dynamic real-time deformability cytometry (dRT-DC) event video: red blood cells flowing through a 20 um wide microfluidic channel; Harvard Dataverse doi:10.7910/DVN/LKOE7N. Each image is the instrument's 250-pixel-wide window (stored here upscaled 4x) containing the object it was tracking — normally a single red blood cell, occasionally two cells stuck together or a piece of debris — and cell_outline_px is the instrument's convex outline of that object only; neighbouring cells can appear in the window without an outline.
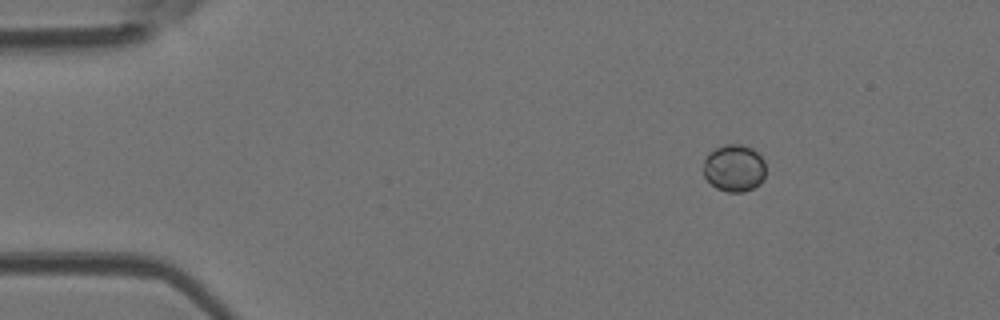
{"species": "Egyptian fruit bat (a non-hibernating species)", "species_latin": "Rousettus aegyptiacus", "temperature_condition": "room temperature", "stored_images_in_passage": 43, "camera_frame_rate_fps": 3000, "um_per_image_px": 0.085, "animal": {"sex": "female"}, "frame": {"image": 1, "passage_image": 1, "time_ms": 0.0, "image_size_px": [1000, 320], "cell_outline_px": [[764, 176], [760, 184], [744, 192], [728, 192], [716, 188], [704, 176], [704, 160], [708, 152], [724, 144], [740, 144], [752, 148], [764, 160]], "centroid_in_image_um": [62.39, 14.28], "position_along_channel_um": 22.6, "area_um2": 17.11}}
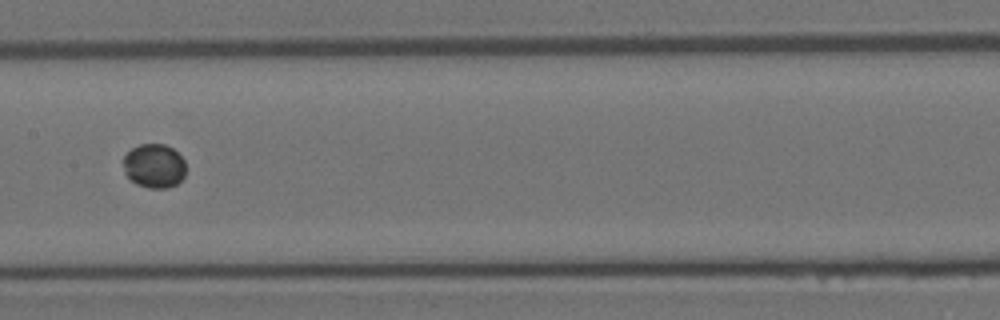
{"frame": {"image": 2, "passage_image": 19, "time_ms": 6.0, "image_size_px": [1000, 320], "cell_outline_px": [[184, 176], [176, 184], [168, 188], [148, 188], [136, 184], [124, 172], [124, 156], [132, 148], [140, 144], [164, 144], [172, 148], [184, 160]], "centroid_in_image_um": [13.09, 14.1], "position_along_channel_um": 194.3, "area_um2": 15.9}}
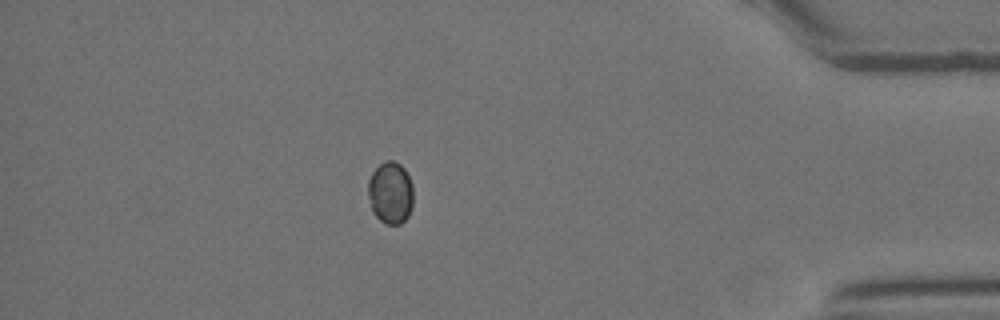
{"frame": {"image": 3, "passage_image": 37, "time_ms": 12.0, "image_size_px": [1000, 320], "cell_outline_px": [[412, 204], [408, 216], [400, 224], [384, 224], [372, 212], [368, 196], [368, 180], [372, 172], [384, 160], [392, 160], [400, 164], [404, 168], [412, 184]], "centroid_in_image_um": [33.17, 16.38], "position_along_channel_um": 402.0, "area_um2": 16.42}}